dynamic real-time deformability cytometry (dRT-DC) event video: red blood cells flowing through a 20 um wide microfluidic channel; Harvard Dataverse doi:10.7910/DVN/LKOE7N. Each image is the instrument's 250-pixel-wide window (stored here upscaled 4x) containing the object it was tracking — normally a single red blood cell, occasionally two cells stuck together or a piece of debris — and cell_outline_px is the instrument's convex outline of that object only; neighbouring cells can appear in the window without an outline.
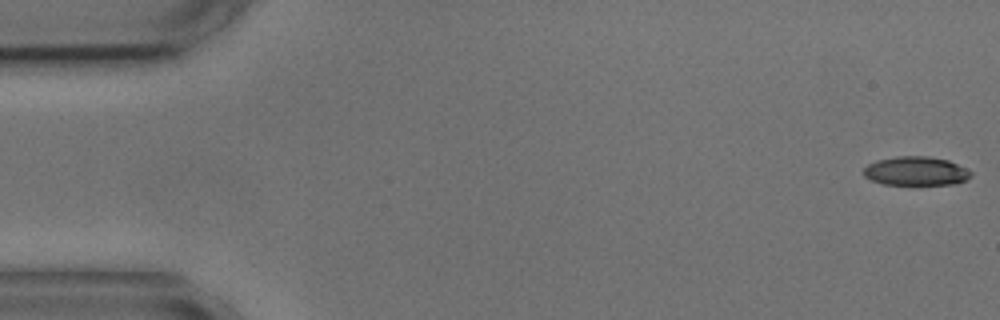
{"species": "common noctule bat (a hibernating species)", "species_latin": "Nyctalus noctula", "temperature_condition": "cold", "stored_images_in_passage": 5, "camera_frame_rate_fps": 3000, "um_per_image_px": 0.085, "animal": {"sex": "male", "body_mass_g": 17.9, "forearm_length_mm": 54.2}, "frame": {"image": 1, "passage_image": 1, "time_ms": 0.0, "image_size_px": [1000, 320], "cell_outline_px": [[972, 176], [968, 180], [952, 184], [884, 184], [872, 180], [864, 176], [864, 168], [868, 164], [876, 160], [896, 156], [928, 156], [948, 160], [972, 172]], "centroid_in_image_um": [77.86, 14.53], "position_along_channel_um": 7.1, "area_um2": 17.98}}
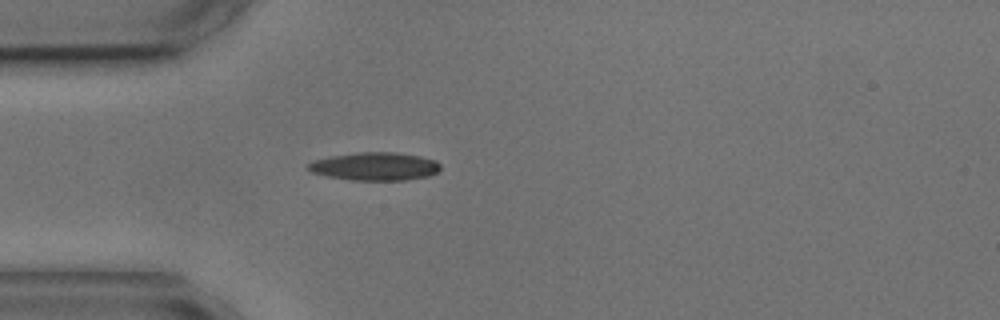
{"frame": {"image": 2, "passage_image": 5, "time_ms": 4.667, "image_size_px": [1000, 320], "cell_outline_px": [[440, 168], [436, 172], [428, 176], [404, 180], [352, 180], [328, 176], [312, 172], [308, 168], [308, 164], [312, 160], [328, 156], [356, 152], [396, 152], [420, 156], [436, 160], [440, 164]], "centroid_in_image_um": [31.86, 14.13], "position_along_channel_um": 53.1, "area_um2": 21.68}}